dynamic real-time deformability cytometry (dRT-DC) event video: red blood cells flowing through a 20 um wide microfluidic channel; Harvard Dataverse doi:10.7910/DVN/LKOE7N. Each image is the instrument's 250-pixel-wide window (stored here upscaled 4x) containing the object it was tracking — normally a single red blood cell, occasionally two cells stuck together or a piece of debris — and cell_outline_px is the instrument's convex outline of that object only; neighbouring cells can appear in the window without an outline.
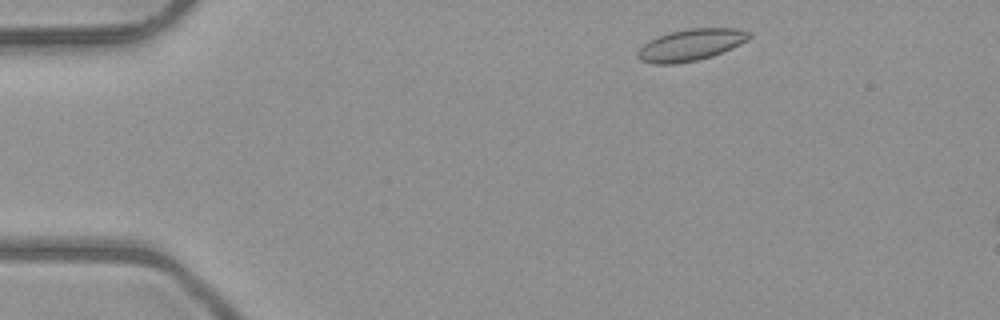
{"species": "common noctule bat (a hibernating species)", "species_latin": "Nyctalus noctula", "temperature_condition": "room temperature", "stored_images_in_passage": 7, "camera_frame_rate_fps": 3000, "um_per_image_px": 0.085, "animal": {"sex": "male", "body_mass_g": 23.1, "forearm_length_mm": 52.7}, "frame": {"image": 1, "passage_image": 2, "time_ms": 0.333, "image_size_px": [1000, 320], "cell_outline_px": [[752, 36], [748, 40], [732, 48], [712, 56], [696, 60], [672, 64], [652, 64], [640, 60], [636, 56], [636, 52], [648, 40], [656, 36], [668, 32], [688, 28], [736, 28], [752, 32]], "centroid_in_image_um": [58.7, 3.8], "position_along_channel_um": 26.3, "area_um2": 20.81}}